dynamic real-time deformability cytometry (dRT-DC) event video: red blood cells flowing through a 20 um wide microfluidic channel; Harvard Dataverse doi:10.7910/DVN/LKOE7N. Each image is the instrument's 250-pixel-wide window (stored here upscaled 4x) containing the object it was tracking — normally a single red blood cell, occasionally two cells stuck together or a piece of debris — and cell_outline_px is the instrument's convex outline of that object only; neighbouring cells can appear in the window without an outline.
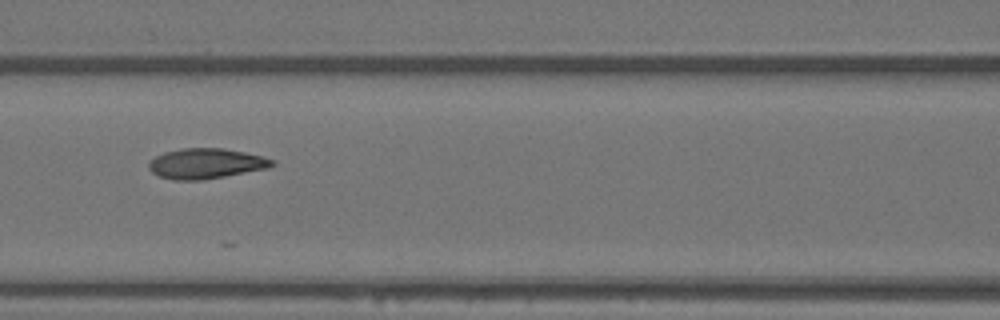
{"species": "Egyptian fruit bat (a non-hibernating species)", "species_latin": "Rousettus aegyptiacus", "temperature_condition": "warm", "stored_images_in_passage": 9, "camera_frame_rate_fps": 3000, "um_per_image_px": 0.085, "animal": {"sex": "female"}, "frame": {"image": 1, "passage_image": 6, "time_ms": 1.667, "image_size_px": [1000, 320], "cell_outline_px": [[276, 164], [268, 168], [224, 176], [200, 180], [172, 180], [160, 176], [152, 172], [148, 168], [148, 164], [156, 156], [164, 152], [184, 148], [224, 148], [264, 156], [276, 160]], "centroid_in_image_um": [17.54, 13.89], "position_along_channel_um": 149.1, "area_um2": 21.73}}
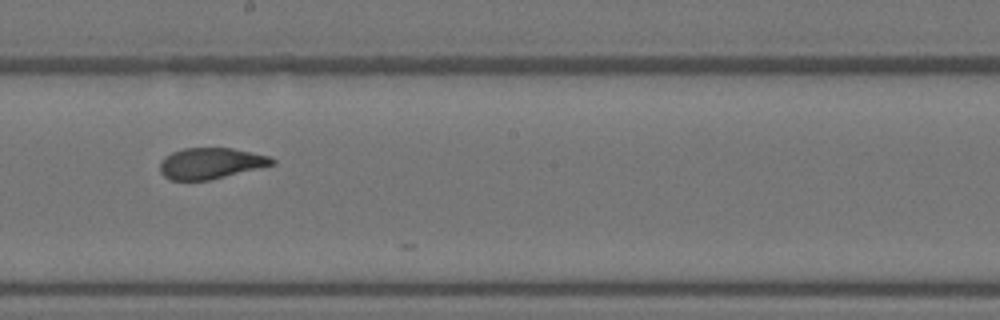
{"frame": {"image": 2, "passage_image": 8, "time_ms": 2.333, "image_size_px": [1000, 320], "cell_outline_px": [[276, 164], [208, 180], [168, 180], [160, 172], [160, 164], [164, 156], [172, 152], [184, 148], [232, 148], [268, 156], [276, 160]], "centroid_in_image_um": [17.89, 13.88], "position_along_channel_um": 230.3, "area_um2": 20.17}}
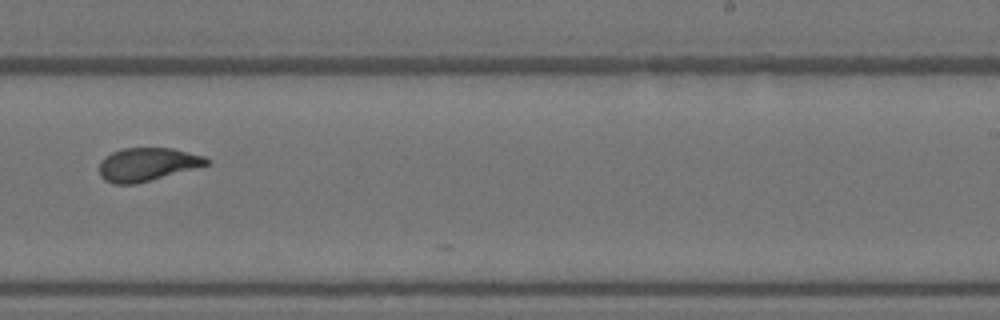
{"frame": {"image": 3, "passage_image": 9, "time_ms": 2.667, "image_size_px": [1000, 320], "cell_outline_px": [[212, 160], [208, 164], [196, 168], [136, 184], [112, 184], [104, 180], [100, 176], [100, 160], [104, 156], [112, 152], [124, 148], [172, 148], [204, 156]], "centroid_in_image_um": [12.5, 13.97], "position_along_channel_um": 276.5, "area_um2": 20.87}}